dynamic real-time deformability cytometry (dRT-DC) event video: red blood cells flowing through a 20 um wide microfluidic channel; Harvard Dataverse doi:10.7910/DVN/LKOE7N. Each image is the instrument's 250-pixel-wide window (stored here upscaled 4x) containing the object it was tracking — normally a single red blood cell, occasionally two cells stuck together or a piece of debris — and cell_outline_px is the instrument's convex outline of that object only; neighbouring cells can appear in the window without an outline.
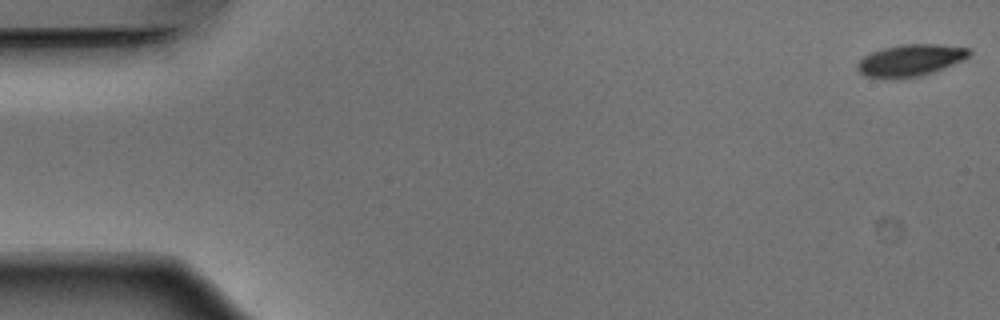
{"species": "Egyptian fruit bat (a non-hibernating species)", "species_latin": "Rousettus aegyptiacus", "temperature_condition": "warm", "stored_images_in_passage": 52, "camera_frame_rate_fps": 3000, "um_per_image_px": 0.085, "animal": {"sex": "male"}, "frame": {"image": 1, "passage_image": 1, "time_ms": 0.0, "image_size_px": [1000, 320], "cell_outline_px": [[972, 52], [964, 60], [932, 72], [920, 76], [864, 76], [856, 68], [856, 64], [864, 56], [872, 52], [884, 48], [900, 44], [940, 44], [968, 48]], "centroid_in_image_um": [77.42, 5.08], "position_along_channel_um": 7.6, "area_um2": 20.11}}
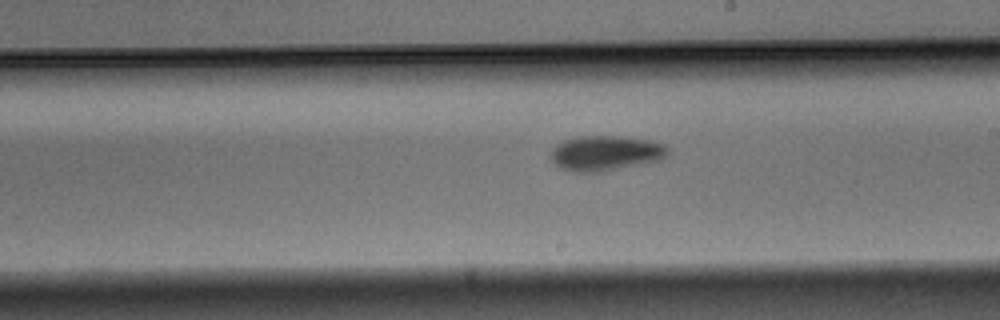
{"frame": {"image": 2, "passage_image": 30, "time_ms": 9.667, "image_size_px": [1000, 320], "cell_outline_px": [[668, 156], [660, 160], [600, 172], [572, 172], [560, 168], [552, 160], [552, 148], [556, 144], [564, 140], [580, 136], [620, 136], [648, 140], [664, 144], [668, 148]], "centroid_in_image_um": [51.47, 13.02], "position_along_channel_um": 237.5, "area_um2": 23.87}}
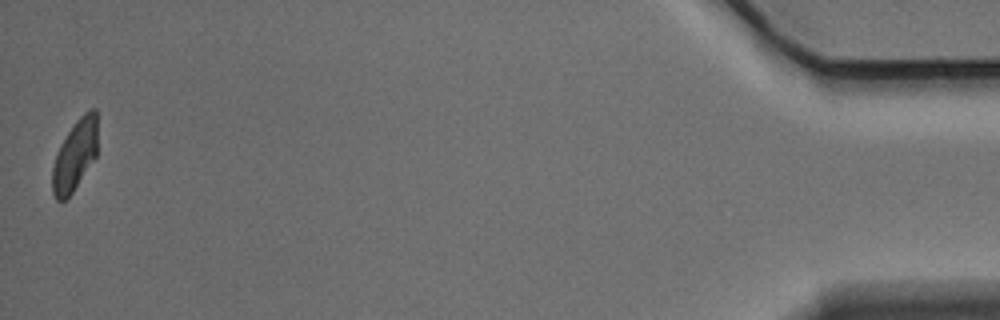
{"frame": {"image": 3, "passage_image": 52, "time_ms": 17.0, "image_size_px": [1000, 320], "cell_outline_px": [[96, 156], [72, 192], [64, 200], [56, 200], [52, 192], [52, 168], [56, 152], [60, 144], [76, 120], [88, 108], [96, 108]], "centroid_in_image_um": [6.34, 13.18], "position_along_channel_um": 428.9, "area_um2": 18.44}, "authors_computed_cell_mechanics": {"area_um2": 21.4727, "velocity_mm_per_s": 3.8671, "shape_relaxation_time_tau1_ms": 4.2423, "shape_relaxation_time_tau2_ms": 8.724, "deformation_change_tau1": 0.1329, "deformation_change_tau2": 0.1098}}